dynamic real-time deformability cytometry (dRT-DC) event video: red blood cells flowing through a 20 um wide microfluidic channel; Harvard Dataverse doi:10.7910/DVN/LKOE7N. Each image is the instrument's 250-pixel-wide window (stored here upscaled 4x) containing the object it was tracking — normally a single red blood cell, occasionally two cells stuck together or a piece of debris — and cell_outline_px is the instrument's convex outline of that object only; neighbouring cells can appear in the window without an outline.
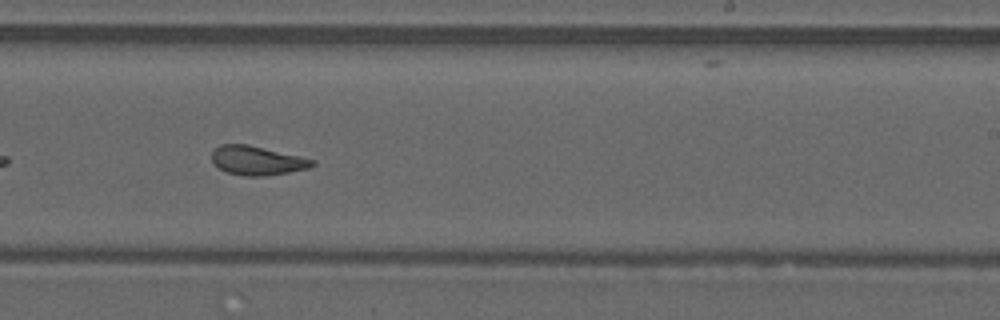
{"species": "common noctule bat (a hibernating species)", "species_latin": "Nyctalus noctula", "temperature_condition": "warm", "stored_images_in_passage": 35, "camera_frame_rate_fps": 3000, "um_per_image_px": 0.085, "animal": {"sex": "male", "forearm_length_mm": 52.5}, "frame": {"image": 1, "passage_image": 16, "time_ms": 5.0, "image_size_px": [1000, 320], "cell_outline_px": [[316, 164], [308, 168], [288, 172], [264, 176], [244, 176], [228, 172], [220, 168], [212, 160], [212, 152], [220, 144], [248, 144], [300, 156], [316, 160]], "centroid_in_image_um": [21.88, 13.64], "position_along_channel_um": 267.1, "area_um2": 16.88}, "authors_computed_cell_mechanics": {"area_um2": 17.5134, "velocity_mm_per_s": 4.1725, "shape_relaxation_time_tau1_ms": null, "shape_relaxation_time_tau2_ms": 1.2524, "deformation_change_tau1": null, "deformation_change_tau2": 0.0794}}